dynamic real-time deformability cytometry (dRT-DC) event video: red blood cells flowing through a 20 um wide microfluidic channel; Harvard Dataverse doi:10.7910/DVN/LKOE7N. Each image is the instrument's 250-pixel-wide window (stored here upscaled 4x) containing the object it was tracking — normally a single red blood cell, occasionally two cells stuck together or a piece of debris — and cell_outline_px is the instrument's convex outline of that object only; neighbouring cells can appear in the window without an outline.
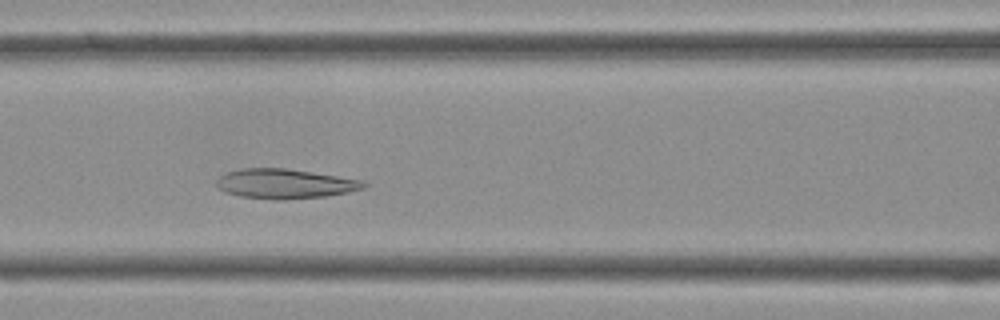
{"species": "Egyptian fruit bat (a non-hibernating species)", "species_latin": "Rousettus aegyptiacus", "temperature_condition": "cold", "stored_images_in_passage": 38, "camera_frame_rate_fps": 3000, "um_per_image_px": 0.085, "frame": {"image": 1, "passage_image": 14, "time_ms": 4.333, "image_size_px": [1000, 320], "cell_outline_px": [[368, 184], [364, 188], [348, 192], [328, 196], [284, 200], [276, 200], [240, 196], [224, 192], [216, 188], [216, 180], [220, 176], [228, 172], [244, 168], [284, 168], [364, 180]], "centroid_in_image_um": [24.21, 15.63], "position_along_channel_um": 142.4, "area_um2": 25.55}}
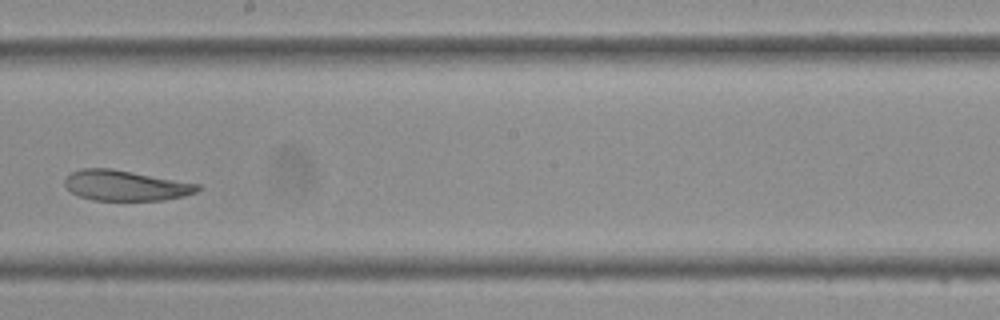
{"frame": {"image": 2, "passage_image": 20, "time_ms": 6.333, "image_size_px": [1000, 320], "cell_outline_px": [[200, 188], [196, 192], [184, 196], [164, 200], [92, 200], [80, 196], [72, 192], [64, 184], [64, 176], [80, 168], [108, 168], [200, 184]], "centroid_in_image_um": [10.64, 15.77], "position_along_channel_um": 237.6, "area_um2": 23.35}}
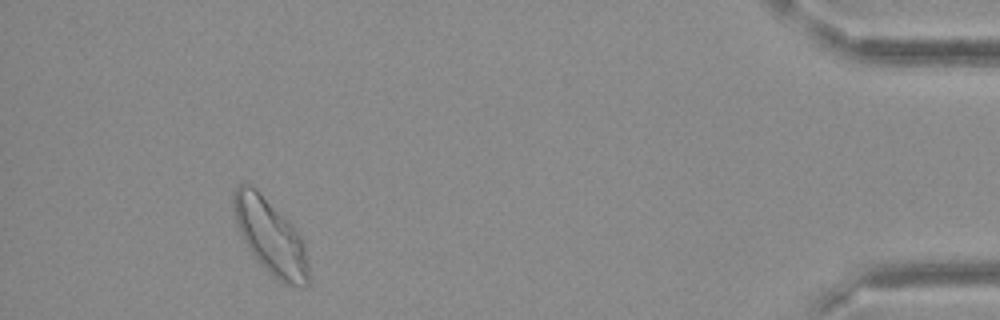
{"frame": {"image": 3, "passage_image": 35, "time_ms": 11.333, "image_size_px": [1000, 320], "cell_outline_px": [[308, 284], [300, 288], [284, 284], [264, 268], [248, 248], [240, 236], [236, 224], [232, 208], [232, 192], [240, 184], [252, 184], [292, 224], [300, 236], [304, 244], [308, 264]], "centroid_in_image_um": [22.96, 20.1], "position_along_channel_um": 412.2, "area_um2": 32.83}}